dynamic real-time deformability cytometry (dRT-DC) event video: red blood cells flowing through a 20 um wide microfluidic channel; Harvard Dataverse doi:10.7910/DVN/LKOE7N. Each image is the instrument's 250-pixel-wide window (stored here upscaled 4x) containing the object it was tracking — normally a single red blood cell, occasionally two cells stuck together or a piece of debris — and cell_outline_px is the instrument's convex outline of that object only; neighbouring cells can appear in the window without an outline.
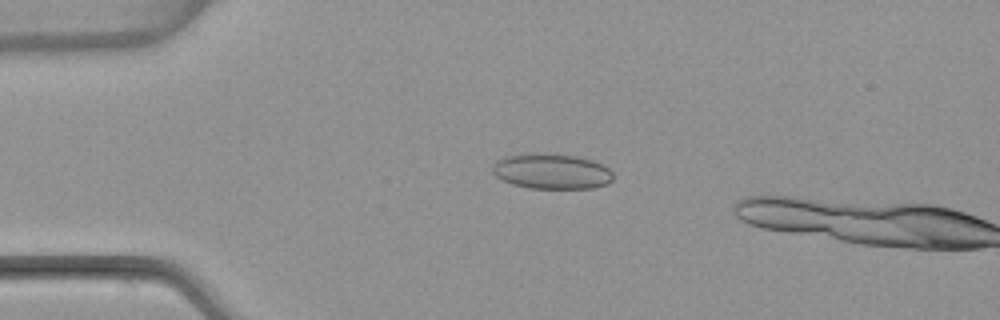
{"species": "common noctule bat (a hibernating species)", "species_latin": "Nyctalus noctula", "temperature_condition": "warm", "stored_images_in_passage": 4, "camera_frame_rate_fps": 3000, "um_per_image_px": 0.085, "animal": {"sex": "female", "body_mass_g": 22.7, "forearm_length_mm": 54.2}, "frame": {"image": 1, "passage_image": 3, "time_ms": 2.333, "image_size_px": [1000, 320], "cell_outline_px": [[612, 180], [608, 184], [592, 188], [528, 188], [512, 184], [496, 176], [492, 172], [492, 168], [496, 160], [504, 156], [576, 156], [592, 160], [604, 164], [612, 172]], "centroid_in_image_um": [46.93, 14.61], "position_along_channel_um": 38.1, "area_um2": 23.99}}